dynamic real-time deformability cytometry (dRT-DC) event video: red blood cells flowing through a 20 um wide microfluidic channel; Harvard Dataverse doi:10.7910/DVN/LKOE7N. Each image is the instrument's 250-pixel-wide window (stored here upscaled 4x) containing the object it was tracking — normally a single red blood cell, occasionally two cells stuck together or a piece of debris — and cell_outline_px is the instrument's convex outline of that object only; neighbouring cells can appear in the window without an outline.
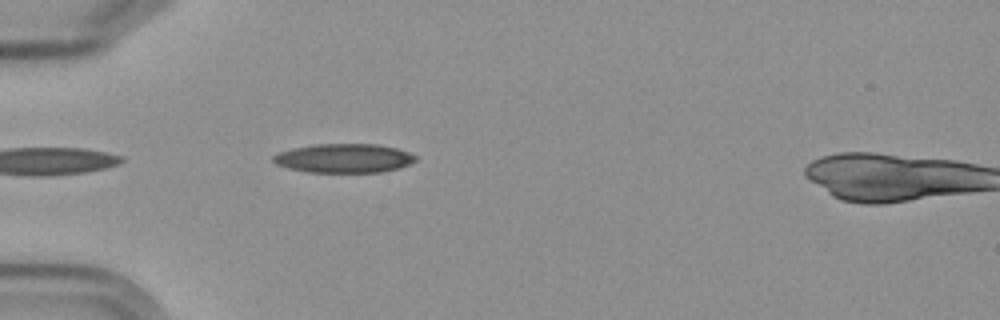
{"species": "Egyptian fruit bat (a non-hibernating species)", "species_latin": "Rousettus aegyptiacus", "temperature_condition": "cold", "stored_images_in_passage": 4, "camera_frame_rate_fps": 3000, "um_per_image_px": 0.085, "frame": {"image": 1, "passage_image": 3, "time_ms": 2.333, "image_size_px": [1000, 320], "cell_outline_px": [[416, 160], [400, 168], [380, 172], [308, 172], [288, 168], [276, 164], [272, 160], [272, 156], [280, 152], [292, 148], [316, 144], [376, 144], [396, 148], [408, 152], [416, 156]], "centroid_in_image_um": [29.22, 13.45], "position_along_channel_um": 55.8, "area_um2": 23.99}}